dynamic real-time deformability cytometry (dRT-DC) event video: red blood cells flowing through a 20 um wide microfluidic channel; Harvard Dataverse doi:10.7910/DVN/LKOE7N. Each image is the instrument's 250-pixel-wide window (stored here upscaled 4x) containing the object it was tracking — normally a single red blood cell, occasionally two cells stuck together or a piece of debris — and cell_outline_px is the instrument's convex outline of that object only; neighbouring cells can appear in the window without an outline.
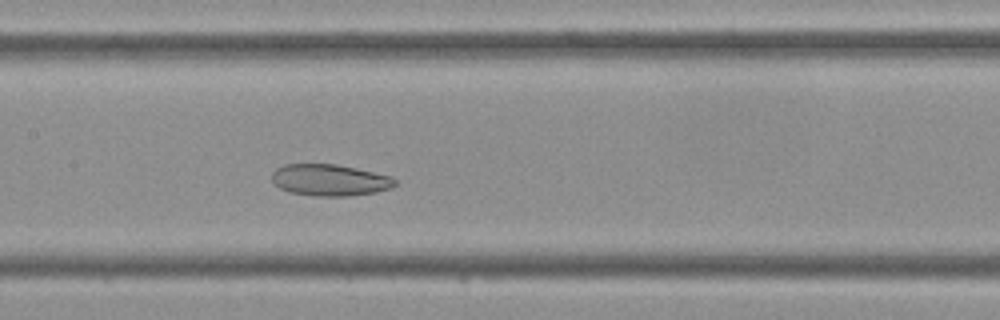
{"species": "Egyptian fruit bat (a non-hibernating species)", "species_latin": "Rousettus aegyptiacus", "temperature_condition": "cold", "stored_images_in_passage": 41, "camera_frame_rate_fps": 3000, "um_per_image_px": 0.085, "frame": {"image": 1, "passage_image": 18, "time_ms": 5.667, "image_size_px": [1000, 320], "cell_outline_px": [[396, 184], [392, 188], [376, 192], [348, 196], [316, 196], [292, 192], [280, 188], [272, 180], [272, 172], [276, 168], [284, 164], [336, 164], [356, 168], [392, 176], [396, 180]], "centroid_in_image_um": [28.05, 15.3], "position_along_channel_um": 179.3, "area_um2": 22.66}}
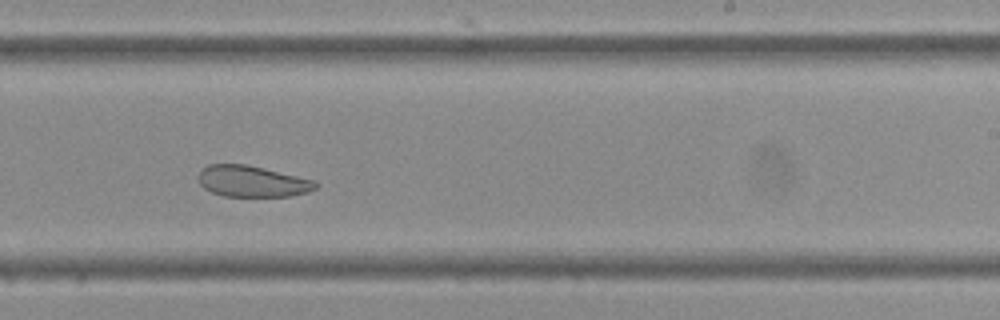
{"frame": {"image": 2, "passage_image": 24, "time_ms": 7.667, "image_size_px": [1000, 320], "cell_outline_px": [[320, 184], [316, 188], [308, 192], [292, 196], [224, 196], [212, 192], [204, 188], [200, 184], [200, 168], [208, 164], [244, 164], [264, 168], [312, 180]], "centroid_in_image_um": [21.43, 15.41], "position_along_channel_um": 267.6, "area_um2": 21.15}}
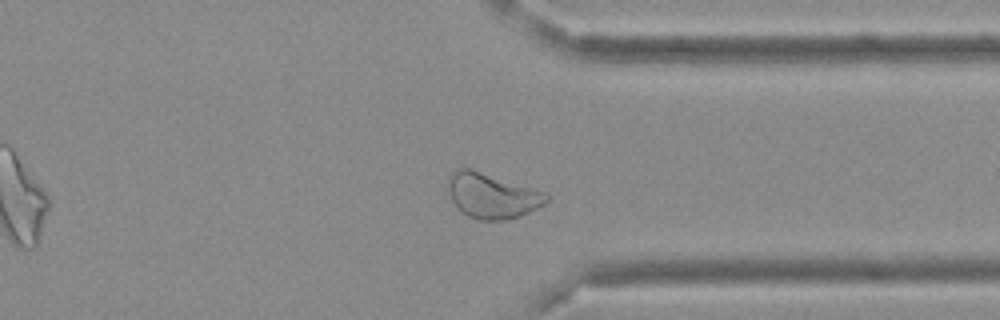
{"frame": {"image": 3, "passage_image": 31, "time_ms": 10.0, "image_size_px": [1000, 320], "cell_outline_px": [[548, 200], [544, 204], [520, 216], [504, 220], [480, 220], [468, 216], [460, 212], [444, 188], [448, 176], [452, 172], [460, 168], [472, 168], [544, 192], [548, 196]], "centroid_in_image_um": [41.73, 16.62], "position_along_channel_um": 369.7, "area_um2": 26.07}}